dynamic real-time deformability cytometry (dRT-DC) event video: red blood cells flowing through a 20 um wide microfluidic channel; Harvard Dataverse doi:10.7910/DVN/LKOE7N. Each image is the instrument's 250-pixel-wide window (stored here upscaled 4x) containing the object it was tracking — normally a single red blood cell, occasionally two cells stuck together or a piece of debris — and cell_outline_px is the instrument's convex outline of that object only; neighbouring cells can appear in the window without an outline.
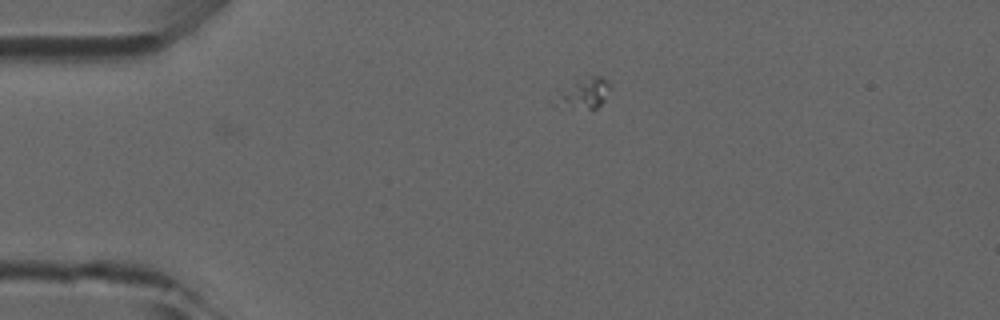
{"species": "common noctule bat (a hibernating species)", "species_latin": "Nyctalus noctula", "temperature_condition": "room temperature", "stored_images_in_passage": 40, "camera_frame_rate_fps": 3000, "um_per_image_px": 0.085, "animal": {"sex": "male", "forearm_length_mm": 52.5}, "frame": {"image": 1, "passage_image": 1, "time_ms": 0.0, "image_size_px": [1000, 320], "cell_outline_px": [[612, 84], [604, 100], [592, 112], [556, 108], [548, 100], [576, 80], [592, 76], [604, 76]], "centroid_in_image_um": [49.53, 8.02], "position_along_channel_um": 35.5, "area_um2": 10.69}}